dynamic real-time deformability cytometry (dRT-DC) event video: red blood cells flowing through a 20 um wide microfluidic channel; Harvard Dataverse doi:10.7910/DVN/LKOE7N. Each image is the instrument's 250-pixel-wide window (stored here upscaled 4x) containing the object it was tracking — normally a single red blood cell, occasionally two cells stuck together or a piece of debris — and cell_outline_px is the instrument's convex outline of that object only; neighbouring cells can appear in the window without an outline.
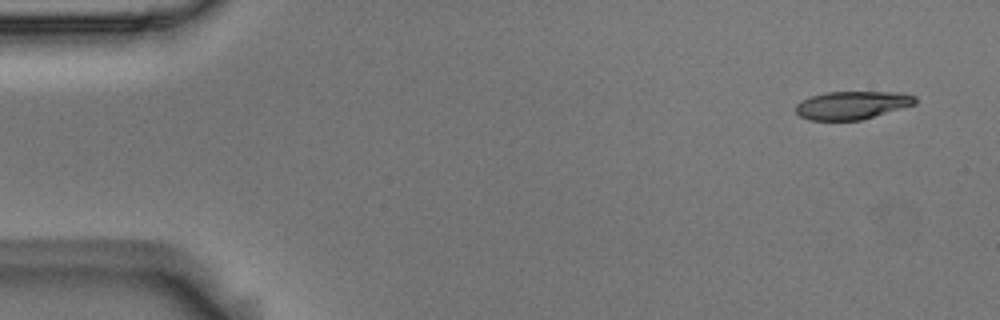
{"species": "Egyptian fruit bat (a non-hibernating species)", "species_latin": "Rousettus aegyptiacus", "temperature_condition": "room temperature", "stored_images_in_passage": 4, "camera_frame_rate_fps": 3000, "um_per_image_px": 0.085, "animal": {"sex": "male"}, "frame": {"image": 1, "passage_image": 1, "time_ms": 0.0, "image_size_px": [1000, 320], "cell_outline_px": [[916, 104], [860, 120], [808, 120], [800, 116], [796, 112], [796, 104], [800, 100], [824, 92], [904, 92], [916, 96]], "centroid_in_image_um": [72.43, 8.93], "position_along_channel_um": 12.6, "area_um2": 19.59}}
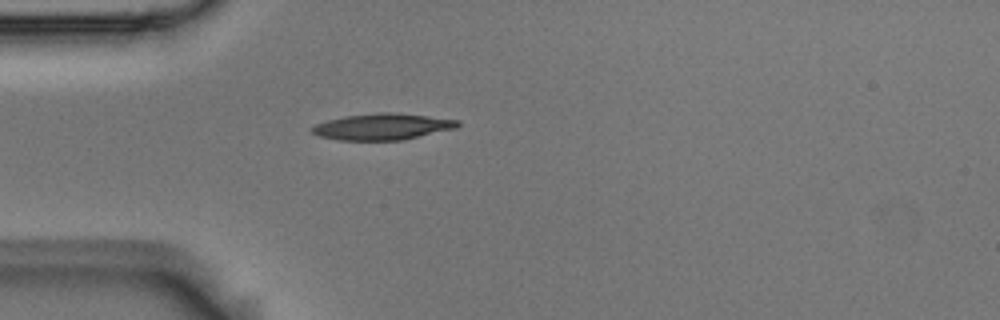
{"frame": {"image": 2, "passage_image": 4, "time_ms": 1.0, "image_size_px": [1000, 320], "cell_outline_px": [[460, 124], [456, 128], [404, 140], [340, 140], [320, 136], [312, 132], [308, 128], [316, 124], [328, 120], [344, 116], [380, 112], [388, 112], [428, 116], [460, 120]], "centroid_in_image_um": [32.51, 10.77], "position_along_channel_um": 52.5, "area_um2": 22.31}}